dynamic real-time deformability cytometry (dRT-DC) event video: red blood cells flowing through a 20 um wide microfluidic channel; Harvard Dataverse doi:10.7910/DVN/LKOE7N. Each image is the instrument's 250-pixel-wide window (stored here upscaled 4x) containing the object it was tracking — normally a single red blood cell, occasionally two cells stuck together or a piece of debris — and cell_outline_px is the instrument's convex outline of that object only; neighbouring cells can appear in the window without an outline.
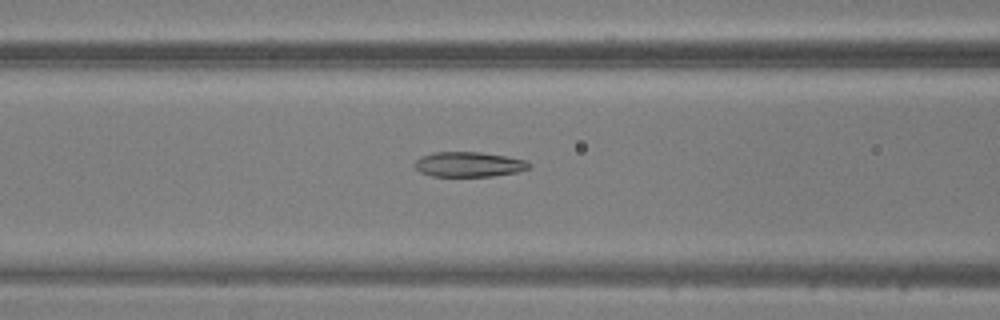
{"species": "common noctule bat (a hibernating species)", "species_latin": "Nyctalus noctula", "temperature_condition": "warm", "stored_images_in_passage": 47, "camera_frame_rate_fps": 3000, "um_per_image_px": 0.085, "animal": {"sex": "male", "body_mass_g": 20.5, "forearm_length_mm": 52.5}, "frame": {"image": 1, "passage_image": 18, "time_ms": 5.667, "image_size_px": [1000, 320], "cell_outline_px": [[532, 164], [528, 168], [520, 172], [492, 176], [432, 176], [420, 172], [412, 164], [420, 156], [432, 152], [480, 152], [528, 160]], "centroid_in_image_um": [39.85, 13.97], "position_along_channel_um": 126.8, "area_um2": 16.82}}
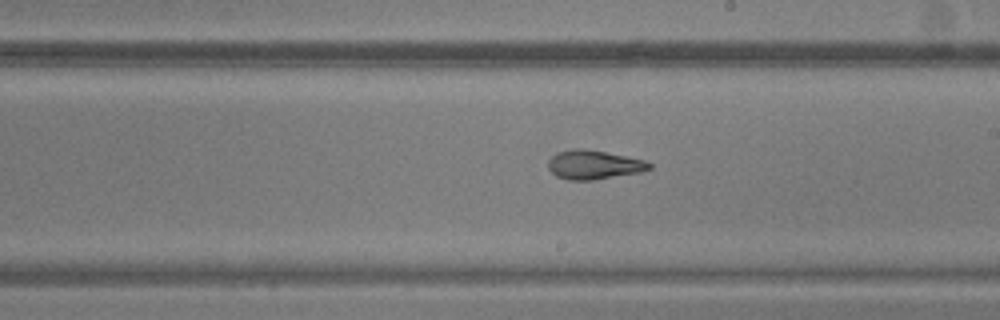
{"frame": {"image": 2, "passage_image": 26, "time_ms": 8.333, "image_size_px": [1000, 320], "cell_outline_px": [[652, 168], [640, 172], [592, 180], [568, 180], [556, 176], [548, 168], [548, 160], [556, 152], [572, 148], [580, 148], [604, 152], [644, 160], [652, 164]], "centroid_in_image_um": [50.43, 14.0], "position_along_channel_um": 238.6, "area_um2": 16.99}}
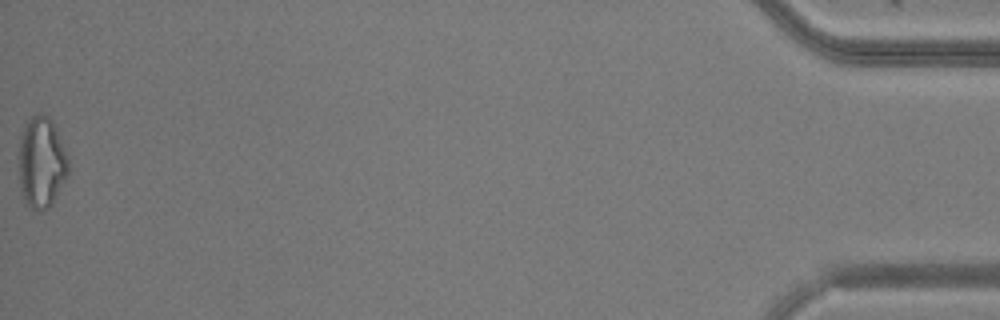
{"frame": {"image": 3, "passage_image": 47, "time_ms": 15.333, "image_size_px": [1000, 320], "cell_outline_px": [[68, 176], [52, 204], [48, 208], [40, 212], [36, 212], [28, 208], [20, 188], [16, 156], [20, 132], [24, 124], [32, 116], [40, 112], [48, 116], [52, 120], [56, 128], [68, 156]], "centroid_in_image_um": [3.48, 13.81], "position_along_channel_um": 431.7, "area_um2": 27.46}}